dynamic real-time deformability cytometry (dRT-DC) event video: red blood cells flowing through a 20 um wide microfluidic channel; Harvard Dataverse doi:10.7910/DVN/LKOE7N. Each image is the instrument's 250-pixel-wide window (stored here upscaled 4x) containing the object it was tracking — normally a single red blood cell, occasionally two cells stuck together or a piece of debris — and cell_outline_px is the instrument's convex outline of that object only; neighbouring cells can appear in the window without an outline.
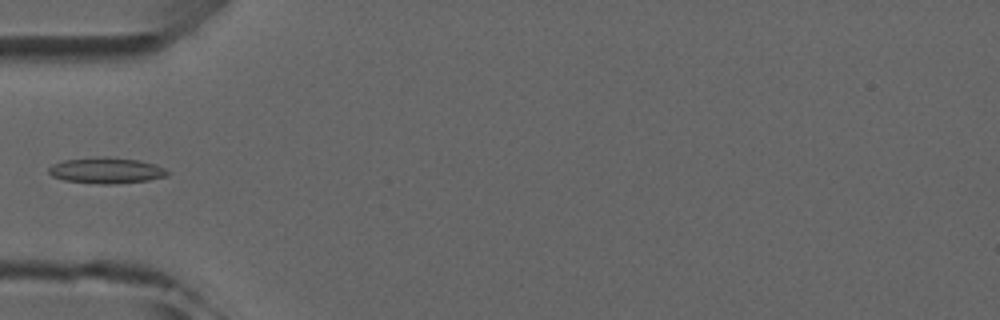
{"species": "common noctule bat (a hibernating species)", "species_latin": "Nyctalus noctula", "temperature_condition": "room temperature", "stored_images_in_passage": 6, "camera_frame_rate_fps": 3000, "um_per_image_px": 0.085, "animal": {"sex": "male", "forearm_length_mm": 52.5}, "frame": {"image": 1, "passage_image": 4, "time_ms": 4.667, "image_size_px": [1000, 320], "cell_outline_px": [[172, 172], [168, 176], [148, 180], [112, 184], [100, 184], [64, 180], [52, 176], [48, 172], [48, 168], [52, 164], [64, 160], [104, 156], [140, 160], [156, 164]], "centroid_in_image_um": [9.07, 14.48], "position_along_channel_um": 75.9, "area_um2": 18.09}}
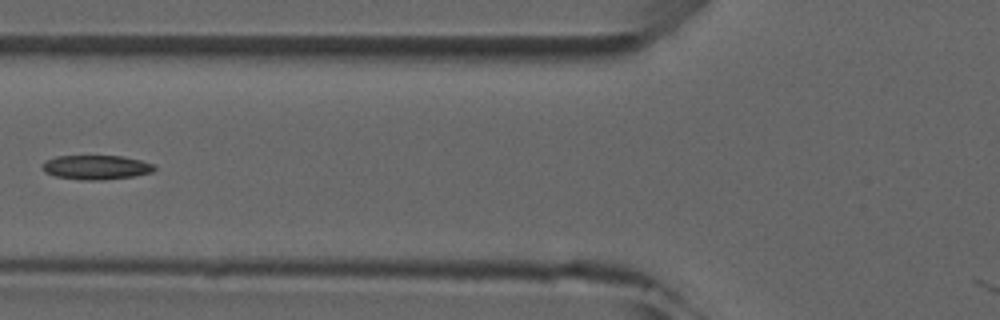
{"frame": {"image": 2, "passage_image": 5, "time_ms": 5.667, "image_size_px": [1000, 320], "cell_outline_px": [[156, 168], [152, 172], [136, 176], [100, 180], [80, 180], [56, 176], [44, 172], [40, 164], [56, 156], [120, 156], [140, 160], [152, 164]], "centroid_in_image_um": [8.15, 14.23], "position_along_channel_um": 117.6, "area_um2": 15.84}}
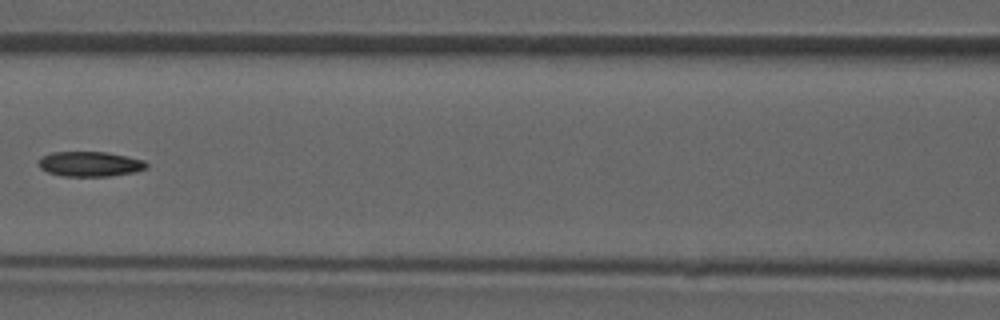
{"frame": {"image": 3, "passage_image": 6, "time_ms": 6.667, "image_size_px": [1000, 320], "cell_outline_px": [[148, 168], [136, 172], [112, 176], [64, 176], [48, 172], [40, 168], [40, 156], [52, 152], [104, 152], [144, 160], [148, 164]], "centroid_in_image_um": [7.67, 13.94], "position_along_channel_um": 158.9, "area_um2": 15.66}}